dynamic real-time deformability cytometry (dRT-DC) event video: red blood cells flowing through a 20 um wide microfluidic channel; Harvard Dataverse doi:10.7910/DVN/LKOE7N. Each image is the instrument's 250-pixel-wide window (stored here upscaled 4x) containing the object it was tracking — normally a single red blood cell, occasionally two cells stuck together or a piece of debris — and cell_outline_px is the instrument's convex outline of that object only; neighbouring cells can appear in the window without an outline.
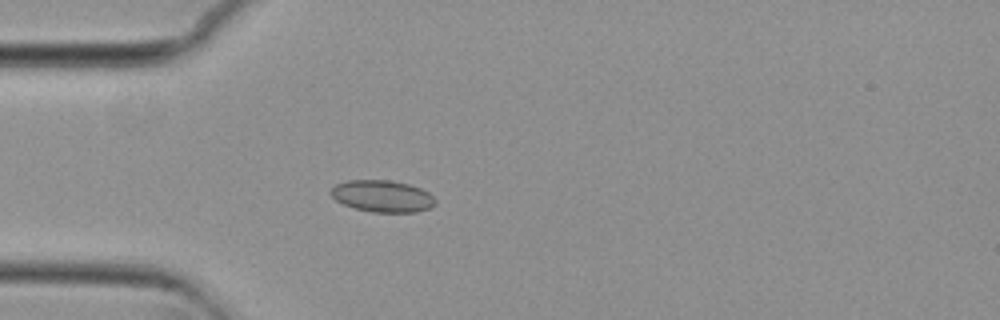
{"species": "common noctule bat (a hibernating species)", "species_latin": "Nyctalus noctula", "temperature_condition": "cold", "stored_images_in_passage": 54, "camera_frame_rate_fps": 3000, "um_per_image_px": 0.085, "animal": {"sex": "female", "body_mass_g": 29.2, "forearm_length_mm": 56.3}, "frame": {"image": 1, "passage_image": 15, "time_ms": 4.667, "image_size_px": [1000, 320], "cell_outline_px": [[436, 204], [432, 208], [416, 212], [372, 212], [356, 208], [344, 204], [336, 200], [328, 192], [336, 184], [348, 180], [388, 180], [408, 184], [420, 188], [428, 192], [436, 200]], "centroid_in_image_um": [32.52, 16.67], "position_along_channel_um": 52.5, "area_um2": 19.36}}
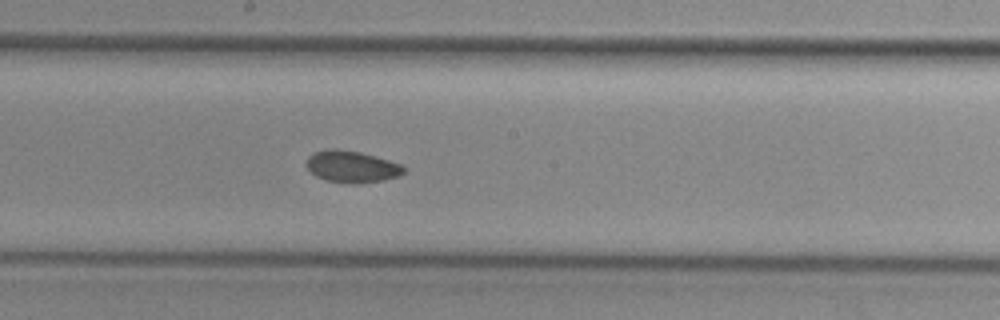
{"frame": {"image": 2, "passage_image": 29, "time_ms": 9.333, "image_size_px": [1000, 320], "cell_outline_px": [[404, 172], [400, 176], [384, 180], [356, 184], [352, 184], [324, 180], [316, 176], [308, 168], [308, 156], [316, 152], [328, 148], [336, 148], [360, 152], [388, 160], [400, 164], [404, 168]], "centroid_in_image_um": [29.91, 14.17], "position_along_channel_um": 218.3, "area_um2": 17.92}}
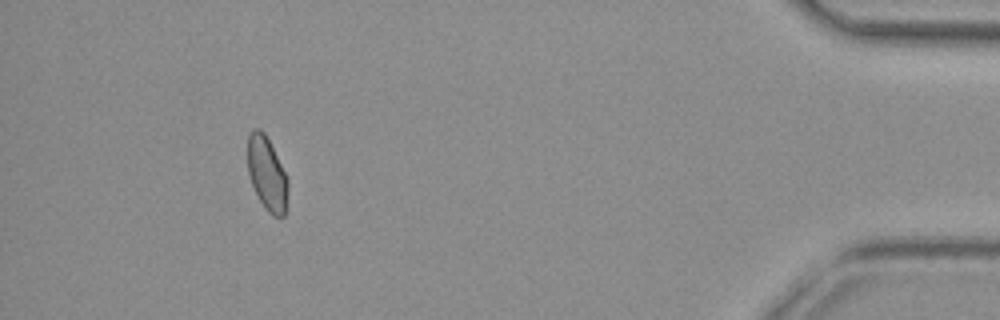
{"frame": {"image": 3, "passage_image": 50, "time_ms": 16.333, "image_size_px": [1000, 320], "cell_outline_px": [[288, 192], [284, 216], [272, 216], [264, 208], [248, 176], [248, 132], [252, 128], [260, 128], [264, 132], [288, 180]], "centroid_in_image_um": [22.67, 14.76], "position_along_channel_um": 412.5, "area_um2": 17.11}}